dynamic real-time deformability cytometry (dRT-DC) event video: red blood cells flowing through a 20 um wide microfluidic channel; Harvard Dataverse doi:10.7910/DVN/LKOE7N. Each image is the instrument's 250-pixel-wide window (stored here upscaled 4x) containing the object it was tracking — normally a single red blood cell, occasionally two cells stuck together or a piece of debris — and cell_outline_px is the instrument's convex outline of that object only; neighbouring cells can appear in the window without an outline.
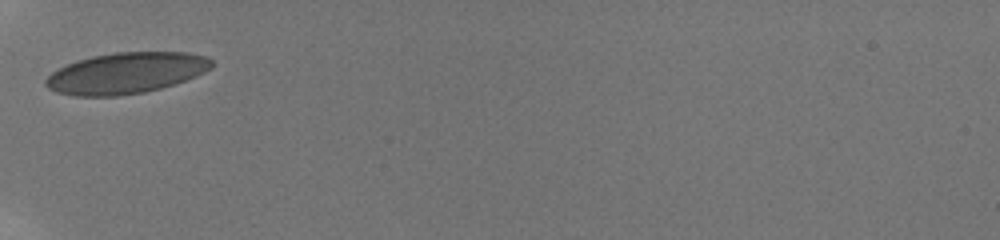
{"species": "human", "species_latin": "Homo sapiens", "temperature_condition": "room temperature", "stored_images_in_passage": 29, "camera_frame_rate_fps": 3000, "um_per_image_px": 0.085, "donor": {"sex": "male"}, "frame": {"image": 1, "passage_image": 1, "time_ms": 0.0, "image_size_px": [1000, 240], "cell_outline_px": [[212, 68], [196, 76], [160, 88], [144, 92], [116, 96], [76, 96], [56, 92], [48, 88], [44, 84], [44, 80], [52, 72], [76, 60], [92, 56], [116, 52], [188, 52], [204, 56], [212, 60]], "centroid_in_image_um": [10.69, 6.21], "position_along_channel_um": 74.3, "area_um2": 39.54}}
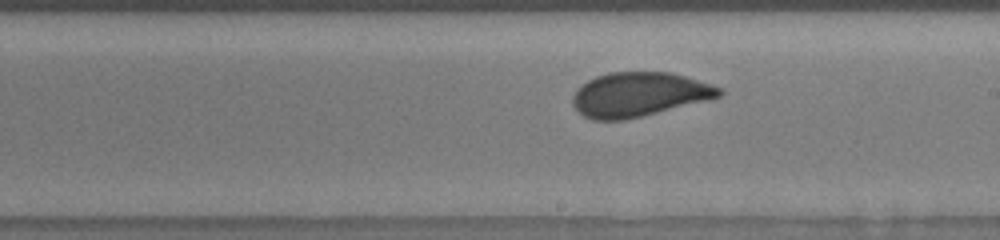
{"frame": {"image": 2, "passage_image": 14, "time_ms": 4.333, "image_size_px": [1000, 240], "cell_outline_px": [[724, 92], [720, 96], [624, 120], [592, 120], [584, 116], [572, 104], [572, 96], [576, 88], [588, 80], [596, 76], [608, 72], [672, 72], [724, 88]], "centroid_in_image_um": [54.27, 8.01], "position_along_channel_um": 234.7, "area_um2": 37.51}}
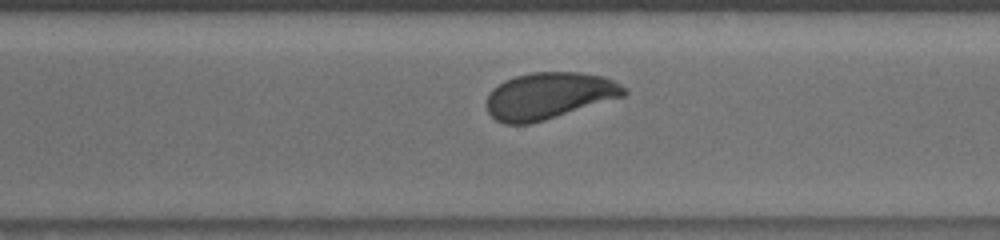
{"frame": {"image": 3, "passage_image": 21, "time_ms": 6.667, "image_size_px": [1000, 240], "cell_outline_px": [[628, 92], [624, 96], [544, 120], [528, 124], [504, 124], [496, 120], [488, 112], [488, 92], [492, 88], [504, 80], [516, 76], [532, 72], [576, 72], [604, 76], [628, 88]], "centroid_in_image_um": [46.66, 8.13], "position_along_channel_um": 323.9, "area_um2": 37.22}, "authors_computed_cell_mechanics": {"area_um2": 37.859, "velocity_mm_per_s": 3.8295, "shape_relaxation_time_tau1_ms": 5.7274, "shape_relaxation_time_tau2_ms": null, "deformation_change_tau1": 0.1233, "deformation_change_tau2": null}}